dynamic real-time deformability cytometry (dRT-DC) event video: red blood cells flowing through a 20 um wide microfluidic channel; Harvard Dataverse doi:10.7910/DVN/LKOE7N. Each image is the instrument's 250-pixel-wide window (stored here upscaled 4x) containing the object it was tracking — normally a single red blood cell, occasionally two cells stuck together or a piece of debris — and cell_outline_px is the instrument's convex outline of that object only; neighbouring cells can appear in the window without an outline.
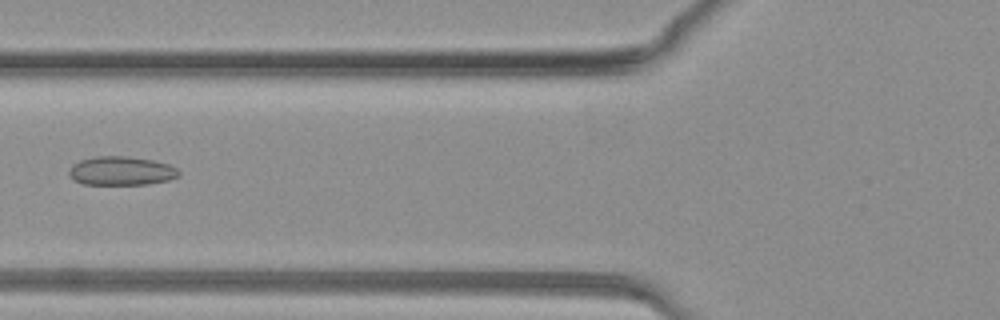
{"species": "common noctule bat (a hibernating species)", "species_latin": "Nyctalus noctula", "temperature_condition": "warm", "stored_images_in_passage": 40, "camera_frame_rate_fps": 3000, "um_per_image_px": 0.085, "animal": {"sex": "female", "body_mass_g": 19.3, "forearm_length_mm": 54.1}, "frame": {"image": 1, "passage_image": 14, "time_ms": 4.333, "image_size_px": [1000, 320], "cell_outline_px": [[180, 176], [168, 180], [148, 184], [84, 184], [72, 180], [68, 176], [68, 172], [72, 164], [80, 160], [96, 156], [128, 156], [152, 160], [168, 164], [176, 168], [180, 172]], "centroid_in_image_um": [10.28, 14.52], "position_along_channel_um": 115.5, "area_um2": 18.55}}
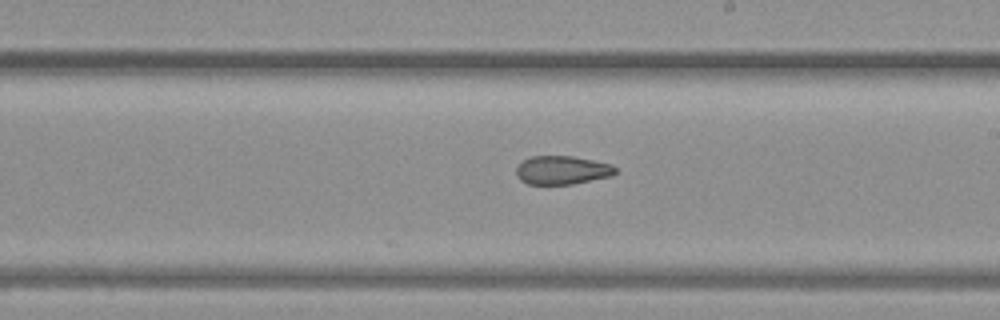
{"frame": {"image": 2, "passage_image": 22, "time_ms": 7.0, "image_size_px": [1000, 320], "cell_outline_px": [[616, 172], [612, 176], [572, 184], [528, 184], [520, 180], [516, 176], [516, 168], [524, 160], [532, 156], [572, 156], [612, 164], [616, 168]], "centroid_in_image_um": [47.78, 14.46], "position_along_channel_um": 241.2, "area_um2": 16.47}}
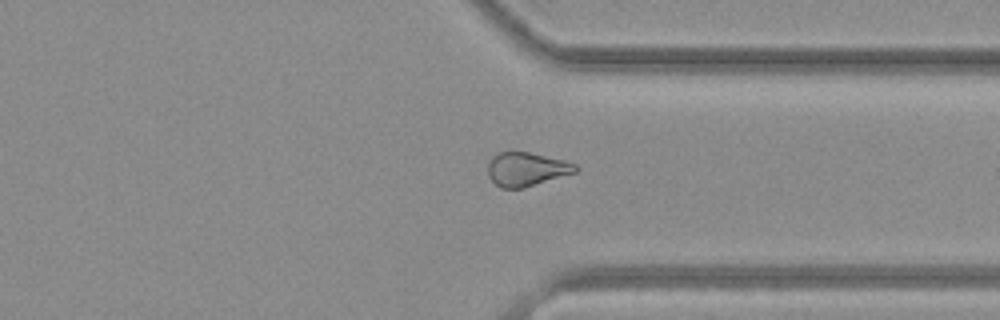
{"frame": {"image": 3, "passage_image": 30, "time_ms": 9.667, "image_size_px": [1000, 320], "cell_outline_px": [[580, 168], [576, 172], [524, 188], [500, 188], [488, 176], [488, 164], [492, 156], [500, 152], [528, 152], [568, 160], [576, 164]], "centroid_in_image_um": [44.78, 14.38], "position_along_channel_um": 366.6, "area_um2": 17.4}}